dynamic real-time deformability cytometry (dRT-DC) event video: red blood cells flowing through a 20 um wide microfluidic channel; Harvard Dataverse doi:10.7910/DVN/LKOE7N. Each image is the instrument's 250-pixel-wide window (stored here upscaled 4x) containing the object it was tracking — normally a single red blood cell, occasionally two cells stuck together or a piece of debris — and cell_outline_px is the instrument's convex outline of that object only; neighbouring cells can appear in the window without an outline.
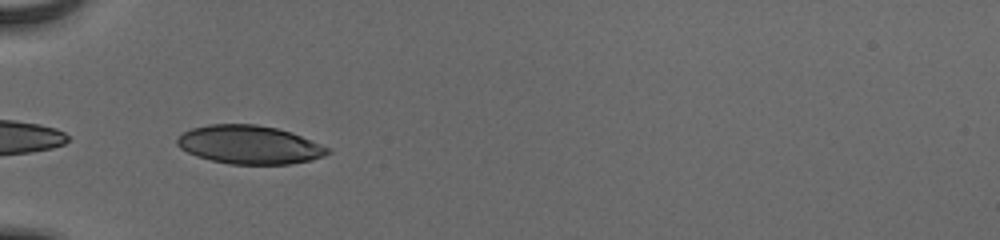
{"species": "human", "species_latin": "Homo sapiens", "temperature_condition": "cold", "stored_images_in_passage": 36, "camera_frame_rate_fps": 3000, "um_per_image_px": 0.085, "donor": {"sex": "male"}, "frame": {"image": 1, "passage_image": 1, "time_ms": 0.0, "image_size_px": [1000, 240], "cell_outline_px": [[332, 152], [324, 156], [312, 160], [288, 164], [228, 164], [196, 156], [180, 148], [176, 144], [176, 140], [184, 132], [192, 128], [208, 124], [256, 124], [276, 128], [292, 132], [320, 144], [328, 148]], "centroid_in_image_um": [21.2, 12.3], "position_along_channel_um": 63.8, "area_um2": 33.7}}
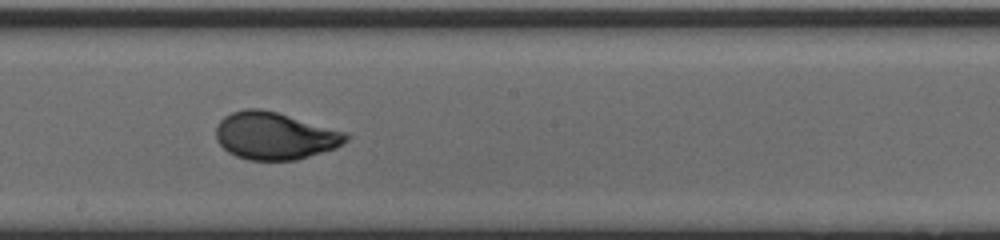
{"frame": {"image": 2, "passage_image": 14, "time_ms": 4.333, "image_size_px": [1000, 240], "cell_outline_px": [[352, 136], [348, 140], [336, 148], [296, 160], [248, 160], [236, 156], [228, 152], [216, 140], [216, 124], [224, 116], [232, 112], [244, 108], [260, 108], [276, 112], [348, 132]], "centroid_in_image_um": [23.37, 11.54], "position_along_channel_um": 224.8, "area_um2": 36.13}}
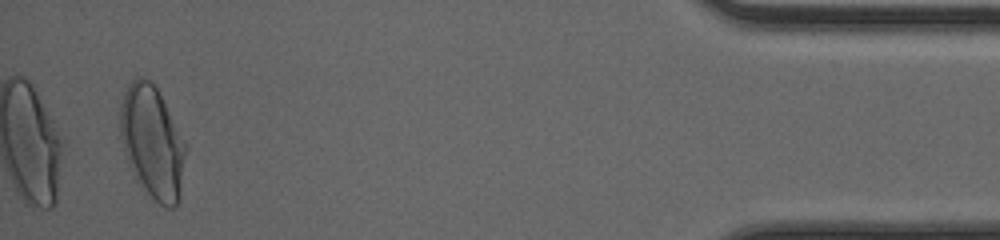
{"frame": {"image": 3, "passage_image": 34, "time_ms": 11.0, "image_size_px": [1000, 240], "cell_outline_px": [[188, 148], [180, 196], [176, 204], [172, 208], [168, 208], [160, 204], [140, 188], [128, 164], [120, 136], [120, 104], [124, 92], [128, 84], [136, 76], [144, 76], [152, 80], [188, 144]], "centroid_in_image_um": [12.96, 12.07], "position_along_channel_um": 422.2, "area_um2": 43.81}, "authors_computed_cell_mechanics": {"area_um2": 35.6626, "velocity_mm_per_s": 3.9153, "shape_relaxation_time_tau1_ms": 3.5632, "shape_relaxation_time_tau2_ms": null, "deformation_change_tau1": 0.1736, "deformation_change_tau2": null}}